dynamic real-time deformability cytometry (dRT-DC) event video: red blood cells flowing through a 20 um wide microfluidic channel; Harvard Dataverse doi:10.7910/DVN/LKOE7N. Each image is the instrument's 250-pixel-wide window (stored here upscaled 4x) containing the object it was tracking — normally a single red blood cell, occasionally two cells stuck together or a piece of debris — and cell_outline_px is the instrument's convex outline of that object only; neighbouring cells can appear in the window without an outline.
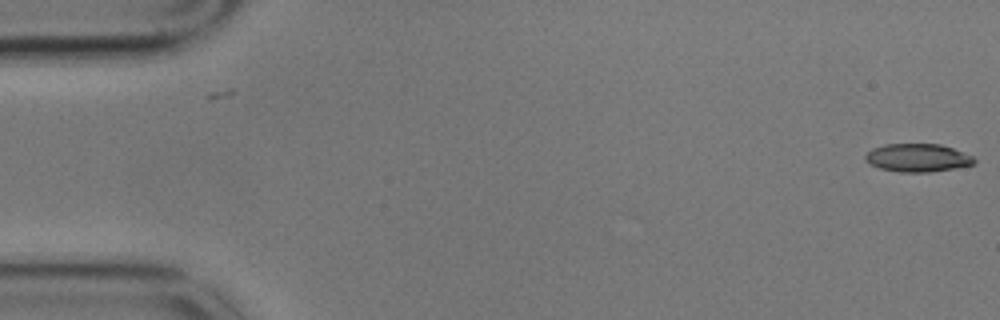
{"species": "common noctule bat (a hibernating species)", "species_latin": "Nyctalus noctula", "temperature_condition": "cold", "stored_images_in_passage": 5, "camera_frame_rate_fps": 3000, "um_per_image_px": 0.085, "animal": {"sex": "male", "body_mass_g": 17.9}, "frame": {"image": 1, "passage_image": 5, "time_ms": 1.333, "image_size_px": [1000, 320], "cell_outline_px": [[976, 160], [972, 164], [952, 168], [928, 172], [900, 172], [880, 168], [864, 160], [864, 156], [872, 148], [884, 144], [940, 144], [952, 148], [972, 156]], "centroid_in_image_um": [77.95, 13.4], "position_along_channel_um": 7.0, "area_um2": 17.57}}